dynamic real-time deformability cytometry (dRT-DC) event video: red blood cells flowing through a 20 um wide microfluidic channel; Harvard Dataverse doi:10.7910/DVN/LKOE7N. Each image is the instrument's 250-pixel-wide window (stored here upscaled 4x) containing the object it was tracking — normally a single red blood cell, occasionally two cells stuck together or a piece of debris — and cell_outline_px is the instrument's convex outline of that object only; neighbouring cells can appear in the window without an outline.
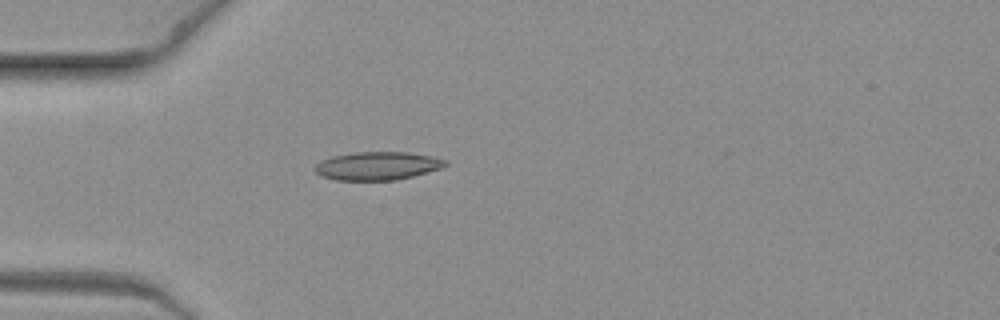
{"species": "common noctule bat (a hibernating species)", "species_latin": "Nyctalus noctula", "temperature_condition": "warm", "stored_images_in_passage": 9, "camera_frame_rate_fps": 3000, "um_per_image_px": 0.085, "animal": {"sex": "female", "body_mass_g": 19.3, "forearm_length_mm": 54.1}, "frame": {"image": 1, "passage_image": 6, "time_ms": 1.667, "image_size_px": [1000, 320], "cell_outline_px": [[448, 164], [440, 168], [412, 176], [396, 180], [336, 180], [320, 176], [316, 172], [316, 164], [320, 160], [332, 156], [352, 152], [408, 152], [432, 156], [448, 160]], "centroid_in_image_um": [32.07, 14.09], "position_along_channel_um": 52.9, "area_um2": 21.5}}
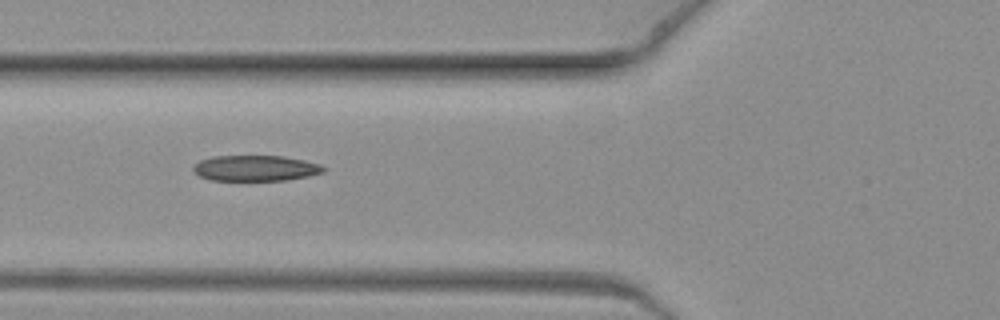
{"frame": {"image": 2, "passage_image": 8, "time_ms": 2.333, "image_size_px": [1000, 320], "cell_outline_px": [[324, 172], [308, 176], [288, 180], [212, 180], [200, 176], [192, 172], [192, 168], [200, 160], [212, 156], [284, 156], [304, 160], [320, 164], [324, 168]], "centroid_in_image_um": [21.7, 14.29], "position_along_channel_um": 104.1, "area_um2": 19.48}}
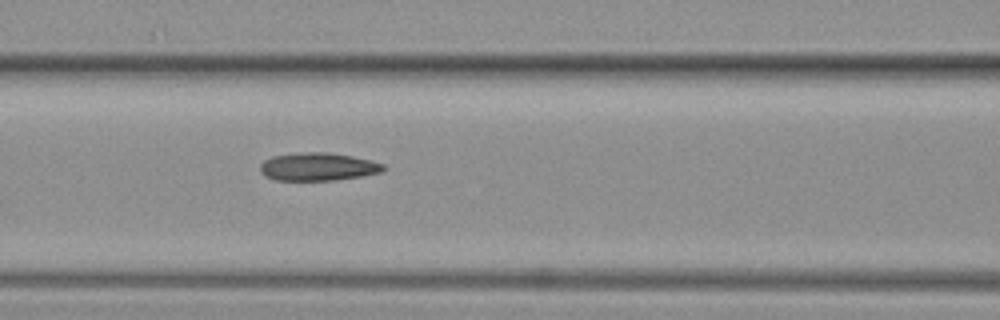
{"frame": {"image": 3, "passage_image": 9, "time_ms": 2.667, "image_size_px": [1000, 320], "cell_outline_px": [[388, 168], [384, 172], [360, 176], [332, 180], [276, 180], [264, 176], [260, 172], [260, 164], [264, 160], [272, 156], [300, 152], [328, 152], [352, 156], [372, 160], [384, 164]], "centroid_in_image_um": [27.05, 14.16], "position_along_channel_um": 139.6, "area_um2": 20.29}}